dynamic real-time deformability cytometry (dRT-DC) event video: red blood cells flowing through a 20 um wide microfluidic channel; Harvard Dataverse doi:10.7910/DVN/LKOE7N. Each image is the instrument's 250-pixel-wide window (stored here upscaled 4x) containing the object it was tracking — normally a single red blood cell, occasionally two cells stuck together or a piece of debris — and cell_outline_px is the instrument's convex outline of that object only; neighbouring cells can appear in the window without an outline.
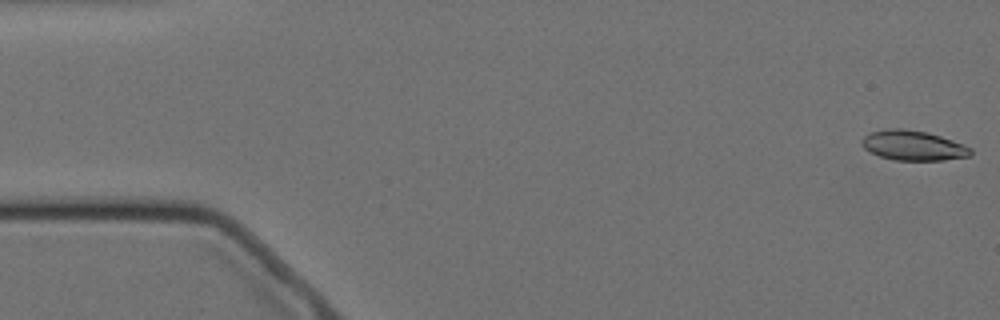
{"species": "Egyptian fruit bat (a non-hibernating species)", "species_latin": "Rousettus aegyptiacus", "temperature_condition": "cold", "stored_images_in_passage": 5, "camera_frame_rate_fps": 3000, "um_per_image_px": 0.085, "animal": {"sex": "female"}, "frame": {"image": 1, "passage_image": 1, "time_ms": 0.0, "image_size_px": [1000, 320], "cell_outline_px": [[972, 156], [944, 160], [896, 160], [880, 156], [864, 148], [860, 144], [860, 140], [864, 136], [872, 132], [888, 128], [904, 128], [928, 132], [964, 144], [972, 148]], "centroid_in_image_um": [77.64, 12.36], "position_along_channel_um": 7.4, "area_um2": 19.07}}
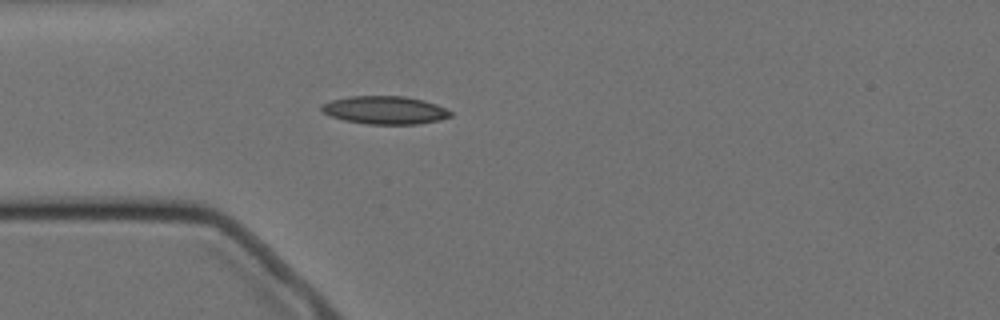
{"frame": {"image": 2, "passage_image": 5, "time_ms": 4.667, "image_size_px": [1000, 320], "cell_outline_px": [[452, 116], [440, 120], [416, 124], [368, 124], [344, 120], [332, 116], [324, 112], [320, 108], [320, 104], [332, 100], [348, 96], [404, 96], [436, 104], [452, 112]], "centroid_in_image_um": [32.7, 9.36], "position_along_channel_um": 52.3, "area_um2": 20.92}}